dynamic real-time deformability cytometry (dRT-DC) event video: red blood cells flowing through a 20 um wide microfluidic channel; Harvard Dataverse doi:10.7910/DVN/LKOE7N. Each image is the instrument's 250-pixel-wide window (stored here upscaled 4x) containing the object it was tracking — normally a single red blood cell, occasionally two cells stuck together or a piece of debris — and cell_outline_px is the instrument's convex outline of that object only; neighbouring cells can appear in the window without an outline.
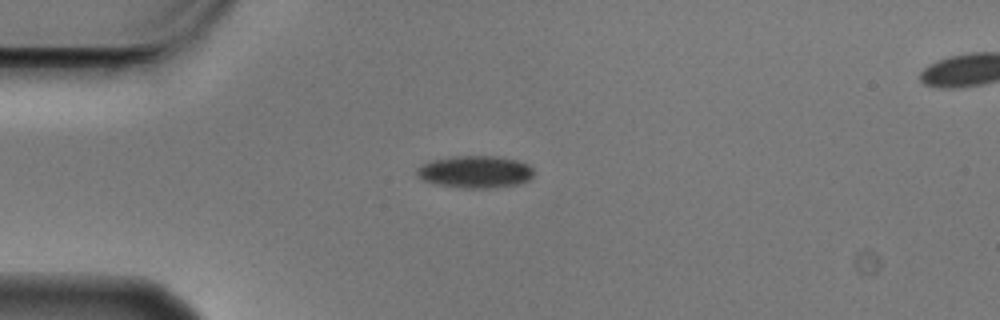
{"species": "Egyptian fruit bat (a non-hibernating species)", "species_latin": "Rousettus aegyptiacus", "temperature_condition": "cold", "stored_images_in_passage": 5, "camera_frame_rate_fps": 3000, "um_per_image_px": 0.085, "animal": {"sex": "male"}, "frame": {"image": 1, "passage_image": 1, "time_ms": 0.0, "image_size_px": [1000, 320], "cell_outline_px": [[532, 176], [528, 180], [520, 184], [488, 188], [460, 188], [436, 184], [424, 180], [416, 176], [416, 168], [432, 160], [452, 156], [496, 156], [516, 160], [528, 164], [532, 168]], "centroid_in_image_um": [40.37, 14.61], "position_along_channel_um": 44.6, "area_um2": 21.96}}
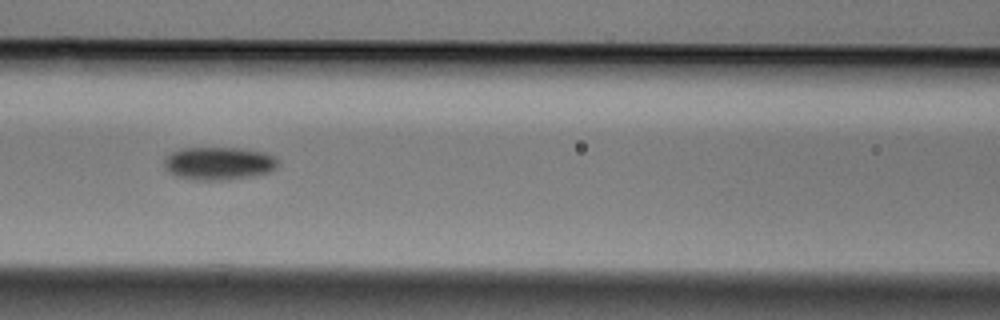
{"frame": {"image": 2, "passage_image": 4, "time_ms": 1.0, "image_size_px": [1000, 320], "cell_outline_px": [[276, 168], [268, 172], [252, 176], [220, 180], [200, 180], [176, 176], [164, 168], [164, 156], [180, 148], [236, 148], [264, 152], [272, 156], [276, 160]], "centroid_in_image_um": [18.53, 13.88], "position_along_channel_um": 148.1, "area_um2": 21.62}}
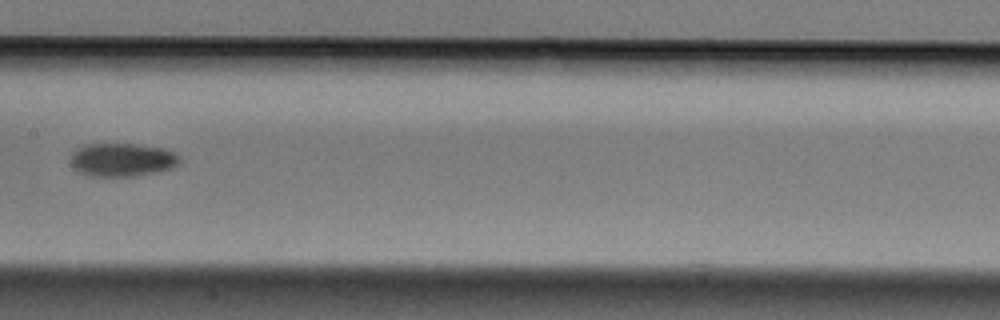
{"frame": {"image": 3, "passage_image": 5, "time_ms": 1.333, "image_size_px": [1000, 320], "cell_outline_px": [[180, 164], [172, 168], [132, 176], [92, 176], [80, 172], [68, 160], [72, 152], [76, 148], [84, 144], [136, 144], [160, 148], [172, 152], [180, 156]], "centroid_in_image_um": [10.34, 13.57], "position_along_channel_um": 197.1, "area_um2": 21.04}}